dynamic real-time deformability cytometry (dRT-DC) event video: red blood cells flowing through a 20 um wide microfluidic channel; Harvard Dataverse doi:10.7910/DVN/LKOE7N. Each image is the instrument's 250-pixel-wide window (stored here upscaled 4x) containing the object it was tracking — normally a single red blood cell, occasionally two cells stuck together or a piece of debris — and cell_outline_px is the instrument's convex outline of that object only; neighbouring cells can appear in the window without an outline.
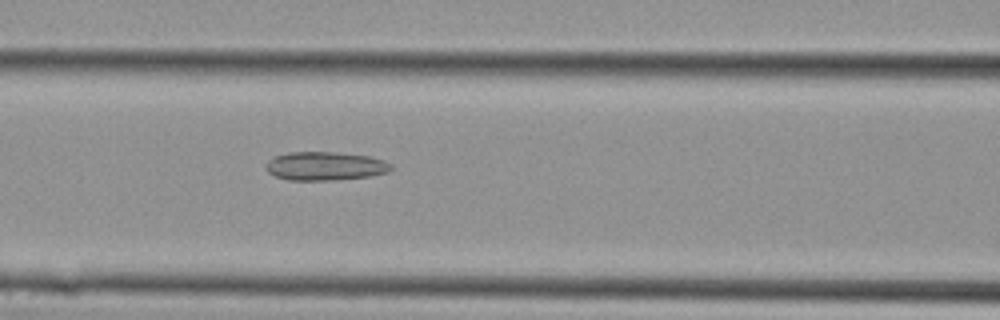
{"species": "Egyptian fruit bat (a non-hibernating species)", "species_latin": "Rousettus aegyptiacus", "temperature_condition": "cold", "stored_images_in_passage": 10, "camera_frame_rate_fps": 3000, "um_per_image_px": 0.085, "animal": {"sex": "female"}, "frame": {"image": 1, "passage_image": 10, "time_ms": 3.0, "image_size_px": [1000, 320], "cell_outline_px": [[392, 168], [388, 172], [368, 176], [332, 180], [288, 180], [276, 176], [268, 172], [264, 168], [268, 160], [276, 156], [288, 152], [332, 152], [368, 156], [384, 160], [392, 164]], "centroid_in_image_um": [27.61, 14.11], "position_along_channel_um": 139.0, "area_um2": 20.75}}